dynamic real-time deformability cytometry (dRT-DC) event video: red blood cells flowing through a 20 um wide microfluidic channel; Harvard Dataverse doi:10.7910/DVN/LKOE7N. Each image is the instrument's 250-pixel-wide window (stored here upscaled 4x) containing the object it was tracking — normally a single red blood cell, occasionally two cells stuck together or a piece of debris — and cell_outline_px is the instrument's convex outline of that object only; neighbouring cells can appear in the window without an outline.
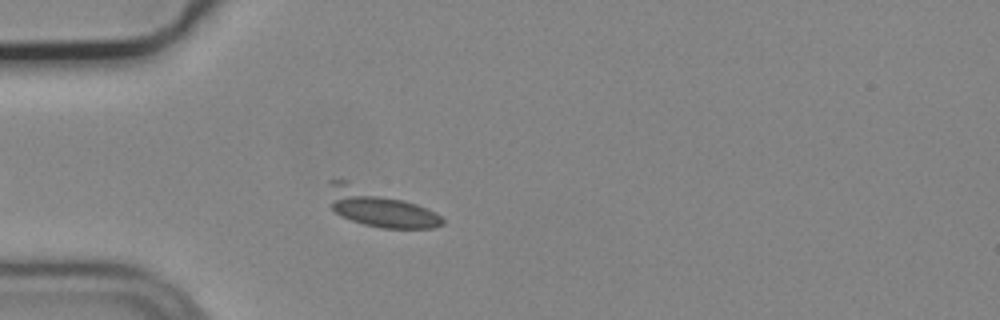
{"species": "common noctule bat (a hibernating species)", "species_latin": "Nyctalus noctula", "temperature_condition": "cold", "stored_images_in_passage": 35, "camera_frame_rate_fps": 3000, "um_per_image_px": 0.085, "animal": {"sex": "male", "body_mass_g": 19.2, "forearm_length_mm": 51.8}, "frame": {"image": 1, "passage_image": 8, "time_ms": 2.333, "image_size_px": [1000, 320], "cell_outline_px": [[444, 224], [436, 228], [384, 228], [364, 224], [340, 216], [332, 208], [328, 180], [348, 180], [416, 204], [436, 212], [444, 220]], "centroid_in_image_um": [32.22, 17.65], "position_along_channel_um": 52.8, "area_um2": 24.51}}
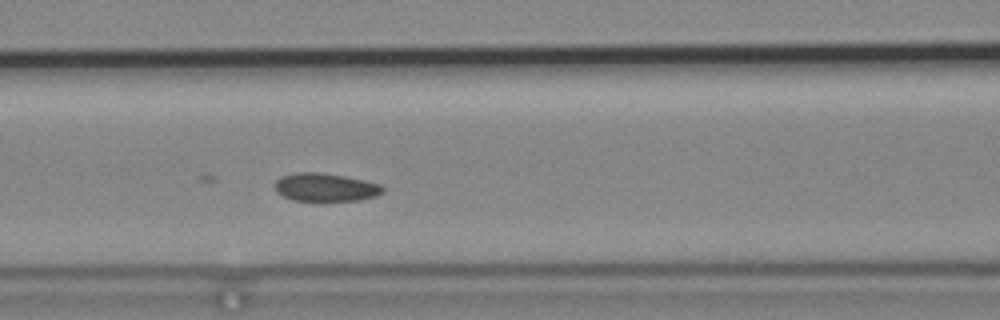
{"frame": {"image": 2, "passage_image": 16, "time_ms": 5.0, "image_size_px": [1000, 320], "cell_outline_px": [[384, 192], [376, 196], [360, 200], [324, 204], [320, 204], [292, 200], [276, 192], [276, 180], [280, 176], [296, 172], [316, 172], [344, 176], [364, 180], [380, 184], [384, 188]], "centroid_in_image_um": [27.66, 15.98], "position_along_channel_um": 138.9, "area_um2": 18.61}}
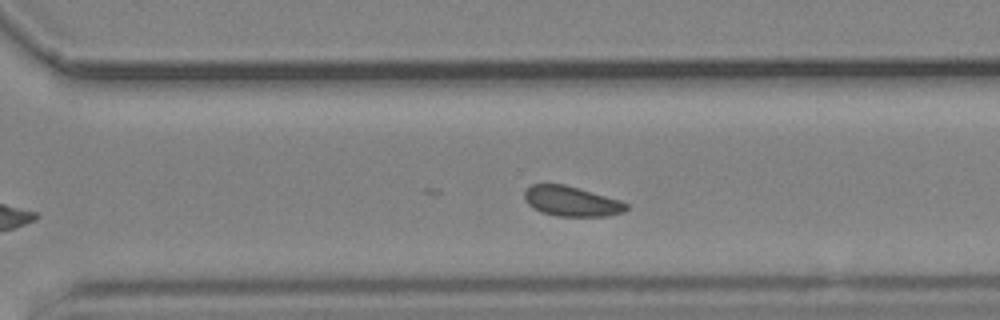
{"frame": {"image": 3, "passage_image": 31, "time_ms": 10.0, "image_size_px": [1000, 320], "cell_outline_px": [[628, 208], [624, 212], [608, 216], [556, 216], [544, 212], [528, 204], [524, 200], [524, 192], [532, 184], [564, 184], [620, 200], [628, 204]], "centroid_in_image_um": [48.59, 17.11], "position_along_channel_um": 322.0, "area_um2": 17.63}}